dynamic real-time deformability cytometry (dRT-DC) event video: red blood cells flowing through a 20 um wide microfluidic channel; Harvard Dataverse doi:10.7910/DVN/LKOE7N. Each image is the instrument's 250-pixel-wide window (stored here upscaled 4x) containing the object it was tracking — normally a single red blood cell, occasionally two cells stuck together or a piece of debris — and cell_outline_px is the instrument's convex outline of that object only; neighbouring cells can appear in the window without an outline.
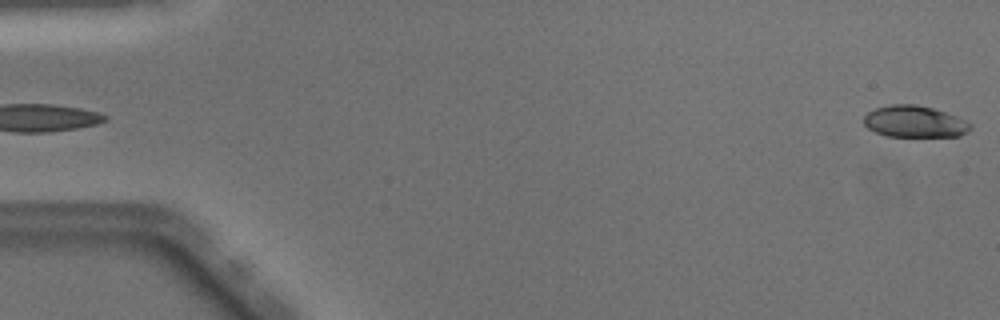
{"species": "Egyptian fruit bat (a non-hibernating species)", "species_latin": "Rousettus aegyptiacus", "temperature_condition": "warm", "stored_images_in_passage": 50, "camera_frame_rate_fps": 3000, "um_per_image_px": 0.085, "animal": {"sex": "male"}, "frame": {"image": 1, "passage_image": 1, "time_ms": 0.0, "image_size_px": [1000, 320], "cell_outline_px": [[972, 128], [968, 132], [960, 136], [888, 136], [876, 132], [868, 128], [864, 124], [864, 116], [868, 112], [876, 108], [892, 104], [916, 104], [932, 108], [968, 120], [972, 124]], "centroid_in_image_um": [77.78, 10.33], "position_along_channel_um": 7.2, "area_um2": 19.65}}
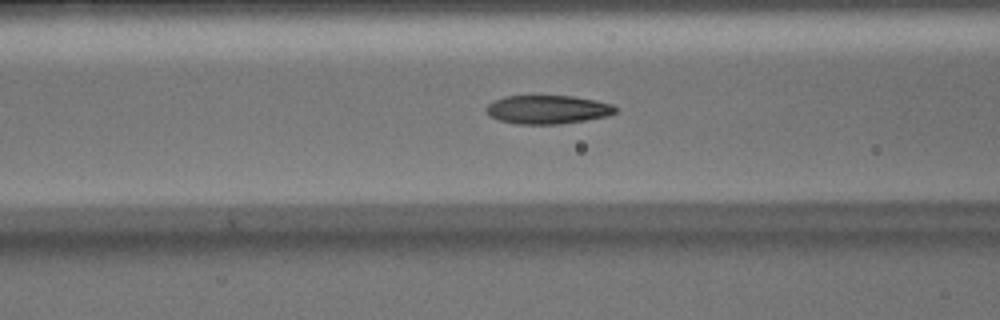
{"frame": {"image": 2, "passage_image": 20, "time_ms": 6.333, "image_size_px": [1000, 320], "cell_outline_px": [[616, 112], [608, 116], [560, 124], [516, 124], [500, 120], [488, 116], [484, 108], [492, 100], [504, 96], [572, 96], [596, 100], [612, 104], [616, 108]], "centroid_in_image_um": [46.5, 9.31], "position_along_channel_um": 120.1, "area_um2": 21.68}}
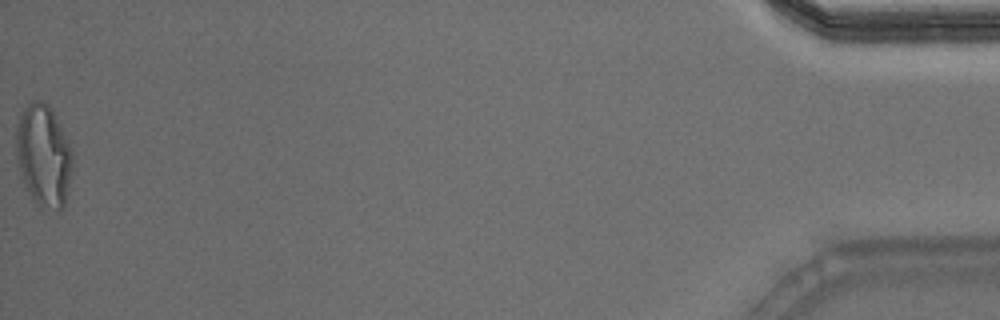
{"frame": {"image": 3, "passage_image": 50, "time_ms": 16.333, "image_size_px": [1000, 320], "cell_outline_px": [[72, 168], [68, 188], [64, 204], [60, 208], [40, 208], [36, 204], [28, 192], [24, 184], [16, 160], [16, 124], [24, 108], [32, 100], [40, 100], [48, 104], [52, 108], [72, 148]], "centroid_in_image_um": [3.69, 13.19], "position_along_channel_um": 431.5, "area_um2": 33.64}, "authors_computed_cell_mechanics": {"area_um2": 21.6461, "velocity_mm_per_s": 4.0802, "shape_relaxation_time_tau1_ms": 9.527, "shape_relaxation_time_tau2_ms": 1.1363, "deformation_change_tau1": 0.3164, "deformation_change_tau2": 0.0816}}